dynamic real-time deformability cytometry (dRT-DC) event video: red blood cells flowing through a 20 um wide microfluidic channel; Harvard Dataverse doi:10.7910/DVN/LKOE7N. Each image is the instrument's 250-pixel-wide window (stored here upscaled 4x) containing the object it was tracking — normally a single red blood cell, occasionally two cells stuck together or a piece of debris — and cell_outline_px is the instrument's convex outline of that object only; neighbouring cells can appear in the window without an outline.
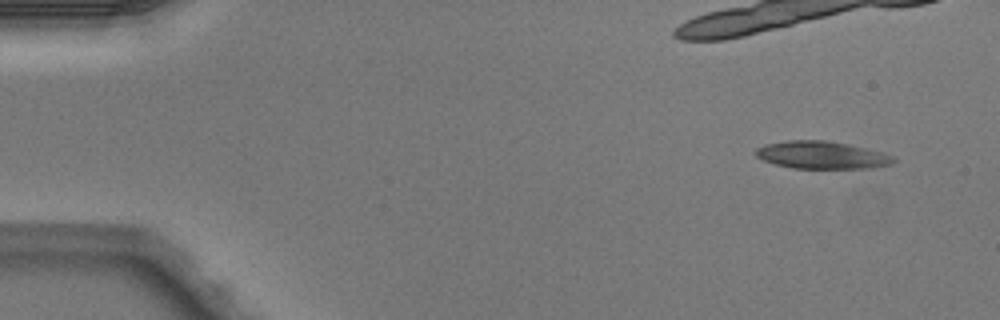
{"species": "Egyptian fruit bat (a non-hibernating species)", "species_latin": "Rousettus aegyptiacus", "temperature_condition": "warm", "stored_images_in_passage": 5, "camera_frame_rate_fps": 3000, "um_per_image_px": 0.085, "animal": {"sex": "male"}, "frame": {"image": 1, "passage_image": 1, "time_ms": 0.0, "image_size_px": [1000, 320], "cell_outline_px": [[896, 160], [892, 164], [872, 168], [792, 168], [776, 164], [764, 160], [756, 156], [756, 148], [764, 144], [788, 140], [824, 140], [848, 144], [880, 152], [892, 156]], "centroid_in_image_um": [69.83, 13.18], "position_along_channel_um": 15.2, "area_um2": 21.91}}
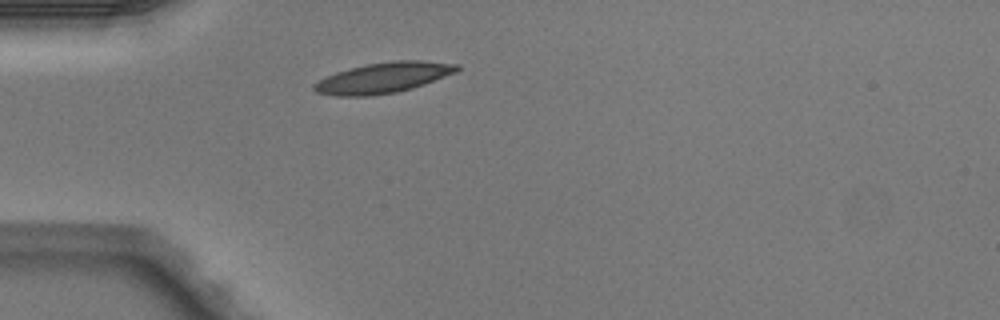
{"frame": {"image": 2, "passage_image": 5, "time_ms": 1.333, "image_size_px": [1000, 320], "cell_outline_px": [[460, 68], [456, 72], [424, 84], [412, 88], [396, 92], [368, 96], [336, 96], [316, 92], [312, 88], [312, 84], [336, 72], [368, 64], [392, 60], [420, 60], [460, 64]], "centroid_in_image_um": [32.6, 6.6], "position_along_channel_um": 52.4, "area_um2": 25.26}}